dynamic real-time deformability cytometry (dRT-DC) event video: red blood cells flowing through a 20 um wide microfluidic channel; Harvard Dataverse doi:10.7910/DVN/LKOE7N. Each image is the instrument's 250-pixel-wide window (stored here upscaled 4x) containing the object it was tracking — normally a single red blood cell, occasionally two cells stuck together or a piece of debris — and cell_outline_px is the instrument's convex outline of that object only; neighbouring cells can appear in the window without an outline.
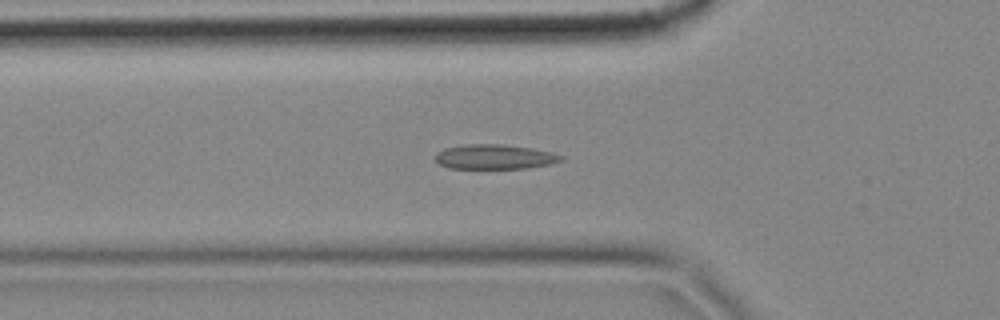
{"species": "common noctule bat (a hibernating species)", "species_latin": "Nyctalus noctula", "temperature_condition": "cold", "stored_images_in_passage": 57, "camera_frame_rate_fps": 3000, "um_per_image_px": 0.085, "animal": {"sex": "female", "body_mass_g": 18.4}, "frame": {"image": 1, "passage_image": 19, "time_ms": 6.0, "image_size_px": [1000, 320], "cell_outline_px": [[564, 160], [548, 164], [528, 168], [448, 168], [440, 164], [436, 160], [436, 152], [444, 148], [464, 144], [500, 144], [532, 148], [552, 152], [564, 156]], "centroid_in_image_um": [42.05, 13.32], "position_along_channel_um": 83.8, "area_um2": 18.09}}
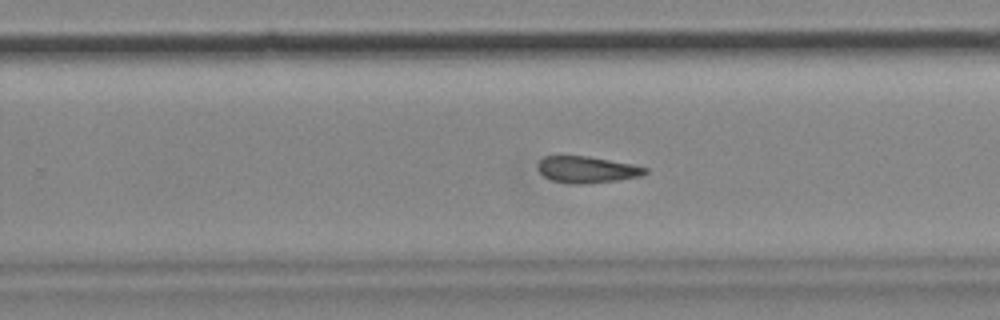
{"frame": {"image": 2, "passage_image": 36, "time_ms": 11.667, "image_size_px": [1000, 320], "cell_outline_px": [[648, 172], [640, 176], [616, 180], [588, 184], [576, 184], [552, 180], [544, 176], [536, 168], [536, 164], [544, 156], [588, 156], [632, 164], [648, 168]], "centroid_in_image_um": [49.87, 14.41], "position_along_channel_um": 279.9, "area_um2": 16.59}}
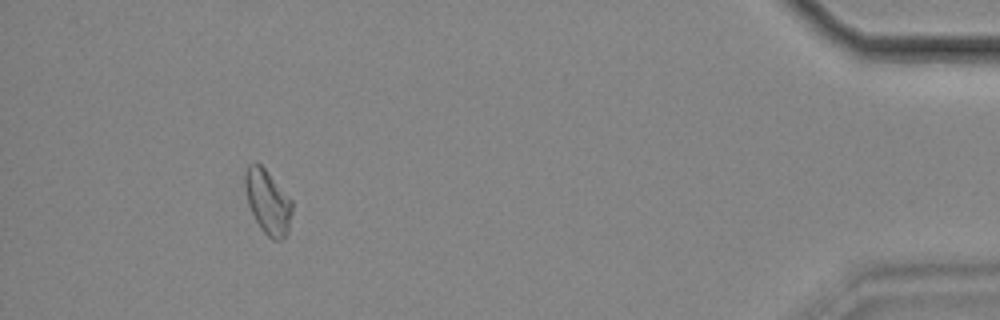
{"frame": {"image": 3, "passage_image": 53, "time_ms": 17.333, "image_size_px": [1000, 320], "cell_outline_px": [[292, 212], [288, 232], [284, 240], [272, 240], [260, 228], [248, 204], [244, 184], [244, 172], [248, 164], [256, 160], [264, 168], [292, 200]], "centroid_in_image_um": [22.75, 17.15], "position_along_channel_um": 412.4, "area_um2": 17.74}, "authors_computed_cell_mechanics": {"area_um2": 17.6868, "velocity_mm_per_s": 3.4589, "shape_relaxation_time_tau1_ms": null, "shape_relaxation_time_tau2_ms": 7.2789, "deformation_change_tau1": null, "deformation_change_tau2": 0.1278}}